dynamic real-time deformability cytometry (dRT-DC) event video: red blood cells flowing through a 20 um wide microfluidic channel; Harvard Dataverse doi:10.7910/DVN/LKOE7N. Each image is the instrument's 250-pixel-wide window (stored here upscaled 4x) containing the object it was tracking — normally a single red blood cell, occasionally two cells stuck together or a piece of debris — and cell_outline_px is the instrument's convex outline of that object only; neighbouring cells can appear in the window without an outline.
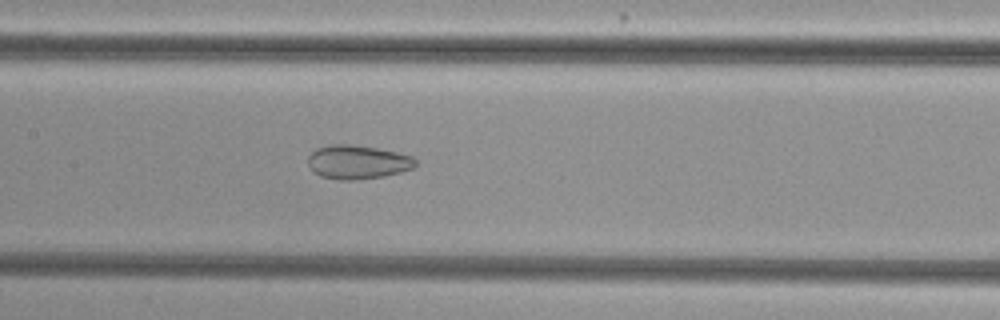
{"species": "common noctule bat (a hibernating species)", "species_latin": "Nyctalus noctula", "temperature_condition": "cold", "stored_images_in_passage": 42, "camera_frame_rate_fps": 3000, "um_per_image_px": 0.085, "animal": {"sex": "female", "body_mass_g": 29.2, "forearm_length_mm": 56.3}, "frame": {"image": 1, "passage_image": 15, "time_ms": 4.667, "image_size_px": [1000, 320], "cell_outline_px": [[416, 164], [412, 168], [400, 172], [384, 176], [356, 180], [340, 180], [320, 176], [312, 172], [308, 164], [308, 156], [316, 148], [328, 144], [352, 144], [376, 148], [396, 152], [412, 156], [416, 160]], "centroid_in_image_um": [30.35, 13.77], "position_along_channel_um": 177.0, "area_um2": 21.33}}
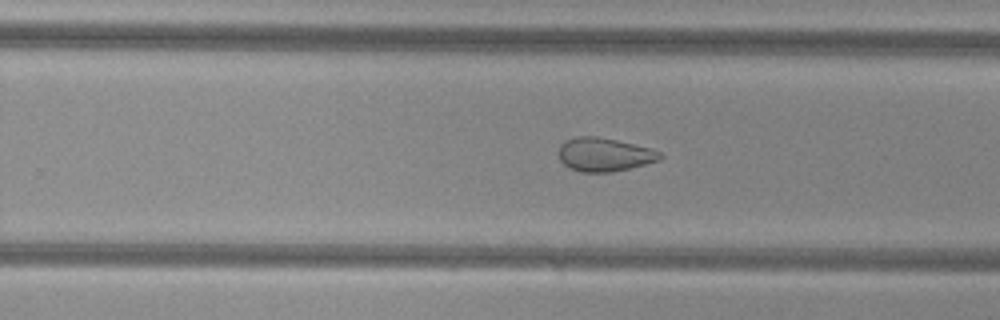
{"frame": {"image": 2, "passage_image": 23, "time_ms": 7.333, "image_size_px": [1000, 320], "cell_outline_px": [[664, 156], [660, 160], [612, 172], [580, 172], [568, 168], [560, 160], [560, 144], [564, 140], [576, 136], [596, 136], [616, 140], [652, 148], [660, 152]], "centroid_in_image_um": [51.36, 13.13], "position_along_channel_um": 278.4, "area_um2": 19.88}}
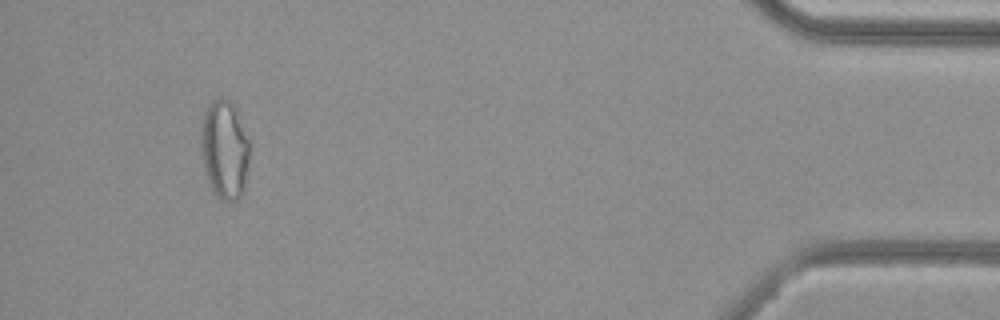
{"frame": {"image": 3, "passage_image": 39, "time_ms": 12.667, "image_size_px": [1000, 320], "cell_outline_px": [[248, 160], [244, 192], [236, 200], [220, 200], [212, 192], [208, 184], [200, 152], [200, 128], [204, 112], [208, 104], [212, 100], [220, 96], [232, 100], [236, 108], [248, 140]], "centroid_in_image_um": [19.04, 12.69], "position_along_channel_um": 416.2, "area_um2": 28.55}, "authors_computed_cell_mechanics": {"area_um2": 24.1893, "velocity_mm_per_s": 3.8122, "shape_relaxation_time_tau1_ms": null, "shape_relaxation_time_tau2_ms": 2.6175, "deformation_change_tau1": null, "deformation_change_tau2": 0.0948}}